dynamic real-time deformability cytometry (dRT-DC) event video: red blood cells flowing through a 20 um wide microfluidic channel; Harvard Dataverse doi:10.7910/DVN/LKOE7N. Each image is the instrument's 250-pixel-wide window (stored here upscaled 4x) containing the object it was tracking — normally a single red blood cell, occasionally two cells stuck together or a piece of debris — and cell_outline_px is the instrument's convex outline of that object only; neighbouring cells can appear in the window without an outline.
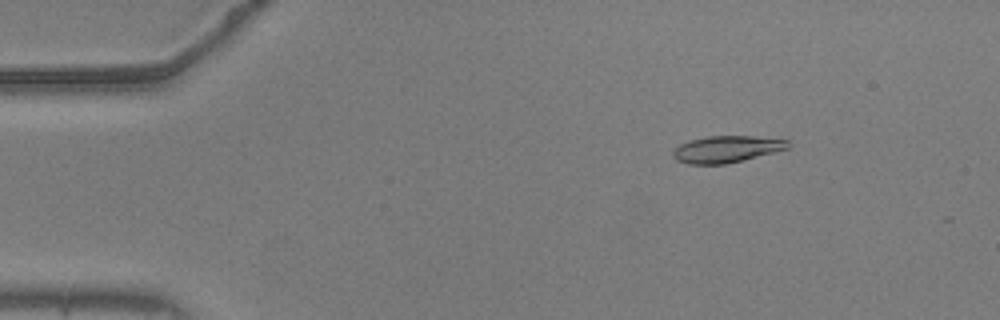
{"species": "common noctule bat (a hibernating species)", "species_latin": "Nyctalus noctula", "temperature_condition": "warm", "stored_images_in_passage": 5, "camera_frame_rate_fps": 3000, "um_per_image_px": 0.085, "animal": {"sex": "male", "body_mass_g": 20.5, "forearm_length_mm": 52.5}, "frame": {"image": 1, "passage_image": 1, "time_ms": 0.0, "image_size_px": [1000, 320], "cell_outline_px": [[788, 148], [724, 164], [688, 164], [676, 160], [672, 156], [672, 152], [680, 144], [688, 140], [708, 136], [752, 136], [788, 140]], "centroid_in_image_um": [61.68, 12.67], "position_along_channel_um": 23.3, "area_um2": 17.57}}